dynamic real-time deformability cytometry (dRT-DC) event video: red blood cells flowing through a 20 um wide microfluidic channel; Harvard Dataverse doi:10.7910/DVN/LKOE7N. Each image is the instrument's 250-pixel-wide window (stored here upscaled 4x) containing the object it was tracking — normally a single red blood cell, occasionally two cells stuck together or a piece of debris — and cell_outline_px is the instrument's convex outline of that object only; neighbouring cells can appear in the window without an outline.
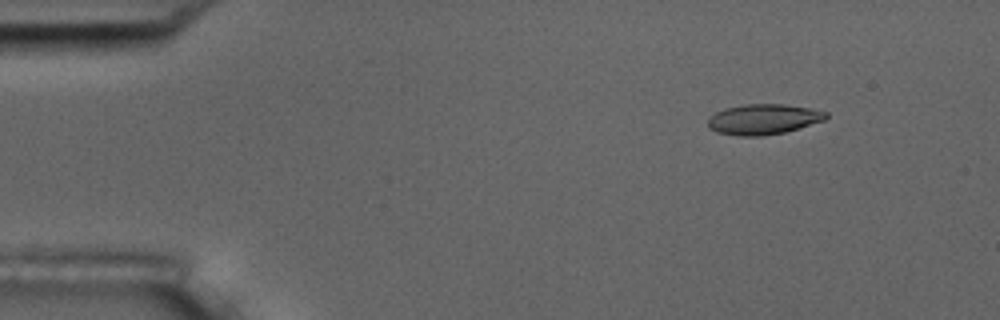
{"species": "common noctule bat (a hibernating species)", "species_latin": "Nyctalus noctula", "temperature_condition": "room temperature", "stored_images_in_passage": 5, "camera_frame_rate_fps": 3000, "um_per_image_px": 0.085, "animal": {"sex": "male", "body_mass_g": 17.5, "forearm_length_mm": 52.3}, "frame": {"image": 1, "passage_image": 2, "time_ms": 1.333, "image_size_px": [1000, 320], "cell_outline_px": [[828, 116], [824, 120], [800, 128], [784, 132], [764, 136], [736, 136], [716, 132], [708, 128], [708, 116], [724, 108], [744, 104], [784, 104], [808, 108], [828, 112]], "centroid_in_image_um": [64.85, 10.14], "position_along_channel_um": 20.2, "area_um2": 21.1}}
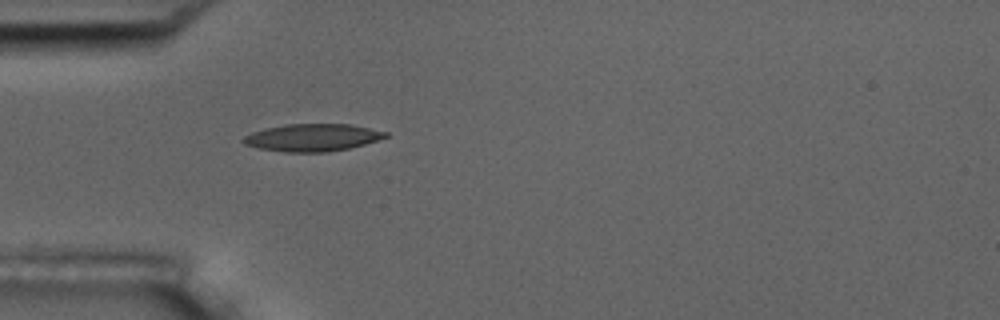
{"frame": {"image": 2, "passage_image": 5, "time_ms": 4.667, "image_size_px": [1000, 320], "cell_outline_px": [[388, 136], [364, 144], [348, 148], [324, 152], [284, 152], [260, 148], [244, 144], [240, 140], [244, 136], [252, 132], [264, 128], [284, 124], [352, 124], [388, 132]], "centroid_in_image_um": [26.52, 11.68], "position_along_channel_um": 58.5, "area_um2": 22.66}}